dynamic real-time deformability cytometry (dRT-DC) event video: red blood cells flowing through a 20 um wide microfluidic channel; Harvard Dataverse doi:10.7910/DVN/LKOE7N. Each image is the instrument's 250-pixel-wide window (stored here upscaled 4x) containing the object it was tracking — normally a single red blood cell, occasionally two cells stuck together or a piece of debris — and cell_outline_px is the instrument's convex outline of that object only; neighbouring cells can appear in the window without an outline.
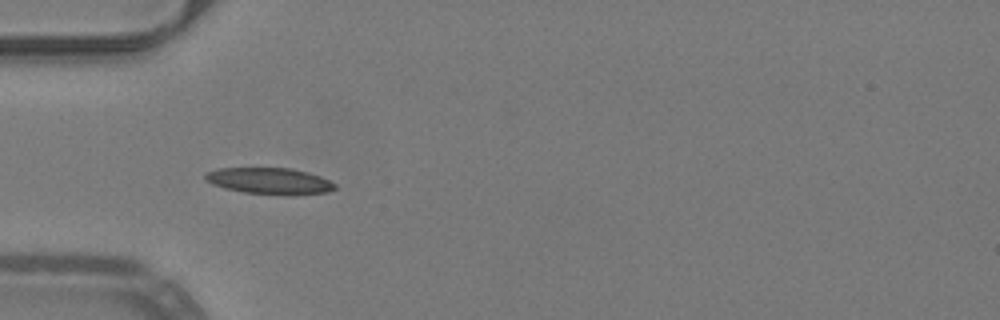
{"species": "common noctule bat (a hibernating species)", "species_latin": "Nyctalus noctula", "temperature_condition": "warm", "stored_images_in_passage": 36, "camera_frame_rate_fps": 3000, "um_per_image_px": 0.085, "animal": {"sex": "male", "body_mass_g": 19.2, "forearm_length_mm": 51.8}, "frame": {"image": 1, "passage_image": 1, "time_ms": 0.0, "image_size_px": [1000, 320], "cell_outline_px": [[336, 188], [328, 192], [296, 196], [288, 196], [244, 192], [224, 188], [212, 184], [204, 180], [204, 172], [220, 168], [292, 168], [308, 172], [320, 176], [336, 184]], "centroid_in_image_um": [22.92, 15.39], "position_along_channel_um": 62.1, "area_um2": 20.35}}
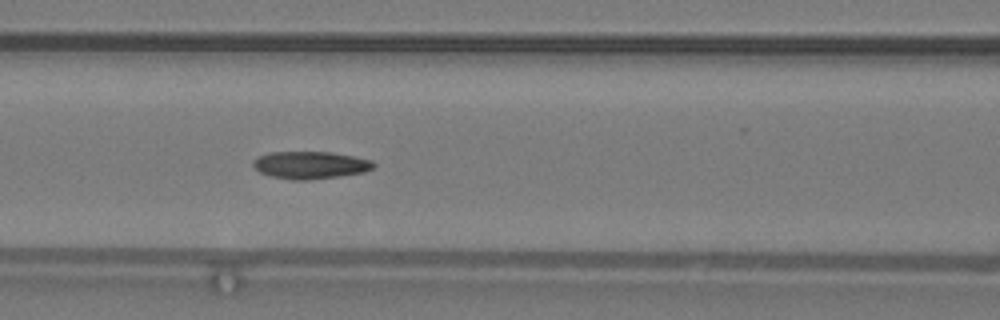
{"frame": {"image": 2, "passage_image": 7, "time_ms": 2.0, "image_size_px": [1000, 320], "cell_outline_px": [[376, 164], [372, 168], [364, 172], [340, 176], [308, 180], [292, 180], [272, 176], [260, 172], [252, 164], [260, 156], [272, 152], [332, 152], [372, 160]], "centroid_in_image_um": [26.42, 14.03], "position_along_channel_um": 140.2, "area_um2": 19.02}}
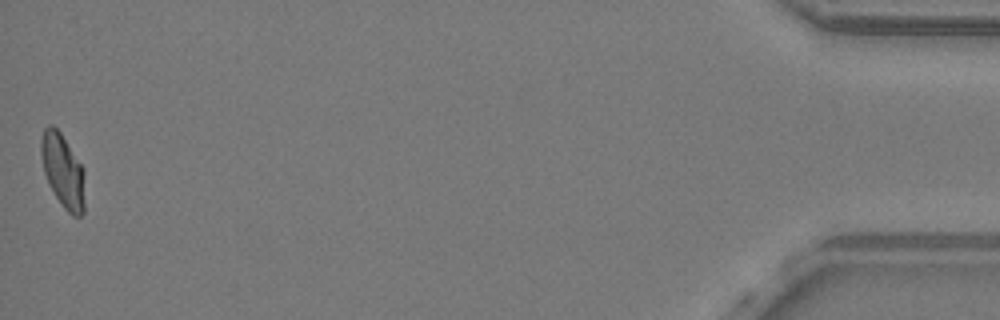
{"frame": {"image": 3, "passage_image": 36, "time_ms": 11.667, "image_size_px": [1000, 320], "cell_outline_px": [[84, 212], [80, 216], [72, 216], [64, 208], [48, 184], [44, 172], [40, 152], [40, 140], [44, 128], [48, 124], [52, 124], [60, 132], [84, 168]], "centroid_in_image_um": [5.34, 14.5], "position_along_channel_um": 429.9, "area_um2": 18.9}, "authors_computed_cell_mechanics": {"area_um2": 18.9006, "velocity_mm_per_s": 3.9981, "shape_relaxation_time_tau1_ms": 8.8377, "shape_relaxation_time_tau2_ms": 2.1701, "deformation_change_tau1": 0.2204, "deformation_change_tau2": 0.0807}}